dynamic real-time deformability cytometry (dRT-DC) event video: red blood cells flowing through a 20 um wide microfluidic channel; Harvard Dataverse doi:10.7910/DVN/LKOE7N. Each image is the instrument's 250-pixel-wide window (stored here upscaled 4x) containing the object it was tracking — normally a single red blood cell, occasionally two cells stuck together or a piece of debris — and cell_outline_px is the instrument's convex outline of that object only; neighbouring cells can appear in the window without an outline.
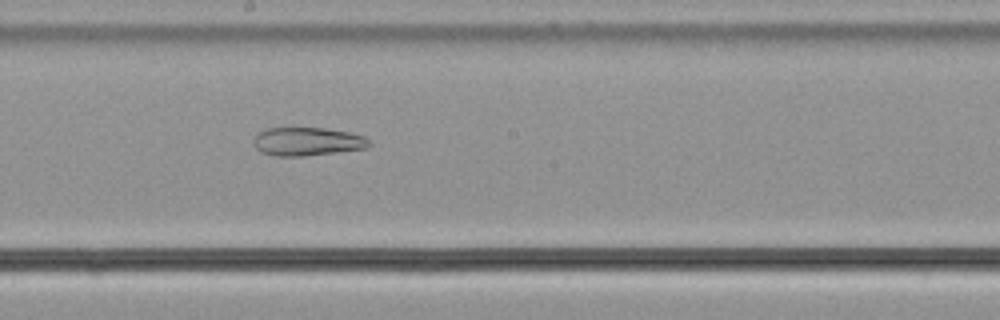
{"species": "common noctule bat (a hibernating species)", "species_latin": "Nyctalus noctula", "temperature_condition": "cold", "stored_images_in_passage": 56, "camera_frame_rate_fps": 3000, "um_per_image_px": 0.085, "animal": {"sex": "male", "body_mass_g": 21.5, "forearm_length_mm": 52.0}, "frame": {"image": 1, "passage_image": 31, "time_ms": 10.0, "image_size_px": [1000, 320], "cell_outline_px": [[372, 144], [364, 148], [336, 152], [304, 156], [276, 156], [260, 152], [252, 144], [252, 140], [256, 132], [264, 128], [324, 128], [348, 132], [364, 136]], "centroid_in_image_um": [26.03, 12.02], "position_along_channel_um": 222.2, "area_um2": 19.25}}
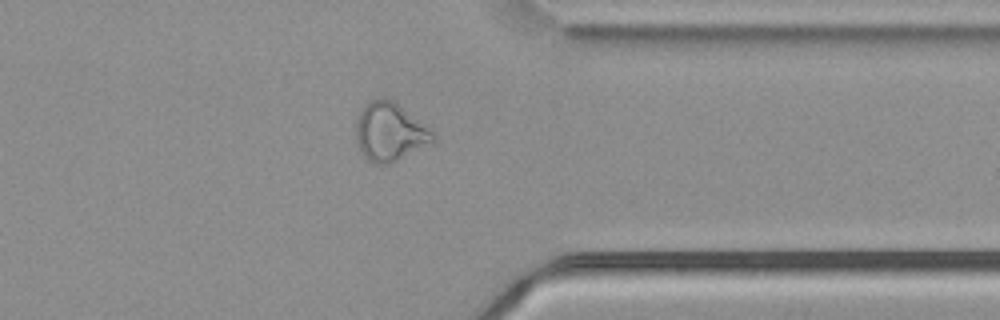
{"frame": {"image": 2, "passage_image": 44, "time_ms": 14.333, "image_size_px": [1000, 320], "cell_outline_px": [[436, 140], [432, 144], [396, 160], [384, 164], [372, 164], [360, 152], [356, 140], [356, 116], [376, 96], [384, 96], [392, 100], [432, 132], [436, 136]], "centroid_in_image_um": [33.1, 11.22], "position_along_channel_um": 378.3, "area_um2": 25.89}}
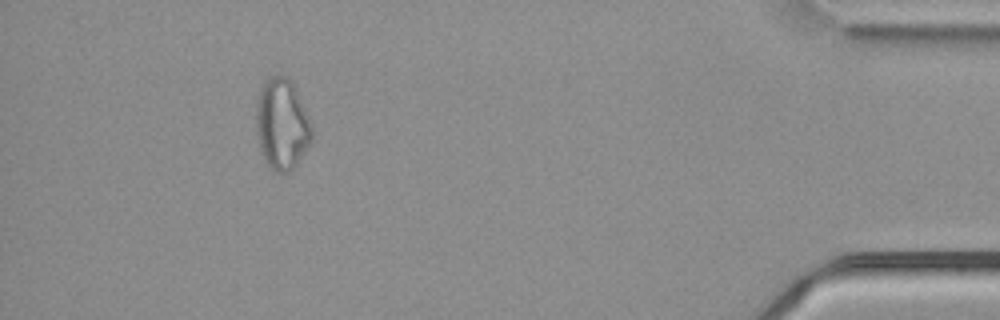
{"frame": {"image": 3, "passage_image": 51, "time_ms": 16.667, "image_size_px": [1000, 320], "cell_outline_px": [[312, 140], [296, 164], [292, 168], [284, 172], [272, 172], [268, 168], [260, 152], [256, 132], [256, 104], [260, 88], [272, 76], [284, 76], [292, 80], [296, 88], [312, 124]], "centroid_in_image_um": [23.95, 10.57], "position_along_channel_um": 411.3, "area_um2": 29.71}, "authors_computed_cell_mechanics": {"area_um2": 28.2353, "velocity_mm_per_s": 3.7329, "shape_relaxation_time_tau1_ms": null, "shape_relaxation_time_tau2_ms": 6.3609, "deformation_change_tau1": null, "deformation_change_tau2": 0.1648}}